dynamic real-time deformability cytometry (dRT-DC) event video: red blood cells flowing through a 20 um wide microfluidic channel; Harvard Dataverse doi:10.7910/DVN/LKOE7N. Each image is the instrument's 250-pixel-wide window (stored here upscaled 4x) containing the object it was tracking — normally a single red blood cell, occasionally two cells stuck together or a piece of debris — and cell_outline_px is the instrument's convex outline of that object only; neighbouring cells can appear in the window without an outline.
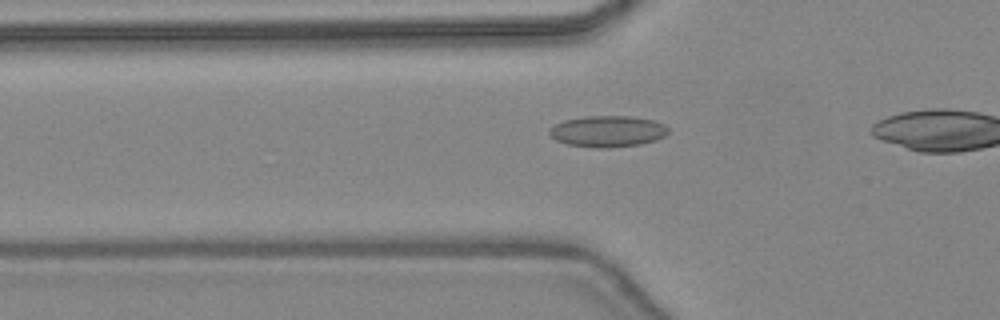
{"species": "common noctule bat (a hibernating species)", "species_latin": "Nyctalus noctula", "temperature_condition": "warm", "stored_images_in_passage": 15, "camera_frame_rate_fps": 3000, "um_per_image_px": 0.085, "animal": {"sex": "female", "body_mass_g": 24.6, "forearm_length_mm": 56.2}, "frame": {"image": 1, "passage_image": 7, "time_ms": 2.0, "image_size_px": [1000, 320], "cell_outline_px": [[668, 132], [664, 136], [656, 140], [640, 144], [608, 148], [592, 148], [568, 144], [556, 140], [548, 132], [548, 128], [564, 120], [588, 116], [628, 116], [652, 120], [664, 124], [668, 128]], "centroid_in_image_um": [51.64, 11.17], "position_along_channel_um": 74.2, "area_um2": 21.62}}
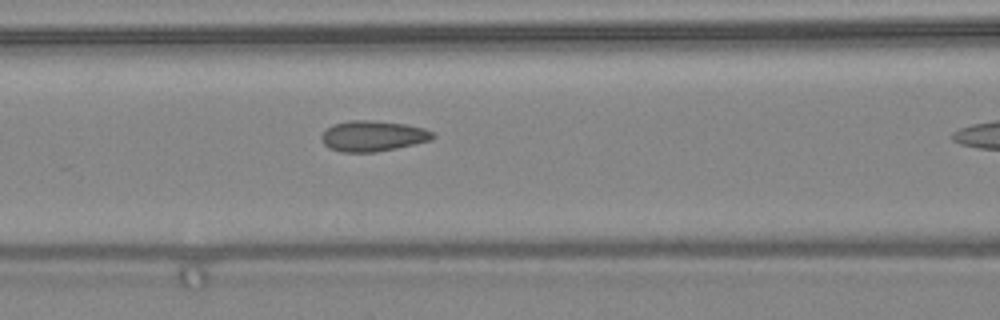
{"frame": {"image": 2, "passage_image": 11, "time_ms": 3.333, "image_size_px": [1000, 320], "cell_outline_px": [[436, 136], [432, 140], [396, 148], [376, 152], [340, 152], [328, 148], [324, 144], [320, 136], [332, 124], [348, 120], [368, 120], [404, 124], [424, 128], [432, 132]], "centroid_in_image_um": [31.68, 11.56], "position_along_channel_um": 134.9, "area_um2": 19.88}}
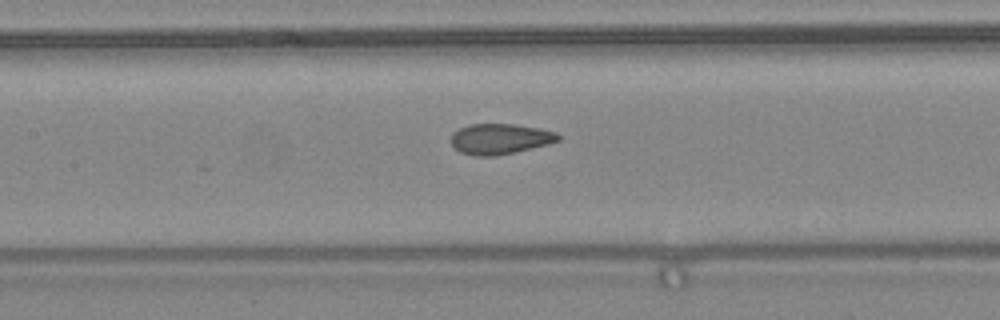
{"frame": {"image": 3, "passage_image": 13, "time_ms": 4.0, "image_size_px": [1000, 320], "cell_outline_px": [[560, 140], [548, 144], [496, 156], [476, 156], [460, 152], [452, 144], [452, 132], [468, 124], [516, 124], [540, 128], [556, 132], [560, 136]], "centroid_in_image_um": [42.51, 11.8], "position_along_channel_um": 164.9, "area_um2": 19.02}}